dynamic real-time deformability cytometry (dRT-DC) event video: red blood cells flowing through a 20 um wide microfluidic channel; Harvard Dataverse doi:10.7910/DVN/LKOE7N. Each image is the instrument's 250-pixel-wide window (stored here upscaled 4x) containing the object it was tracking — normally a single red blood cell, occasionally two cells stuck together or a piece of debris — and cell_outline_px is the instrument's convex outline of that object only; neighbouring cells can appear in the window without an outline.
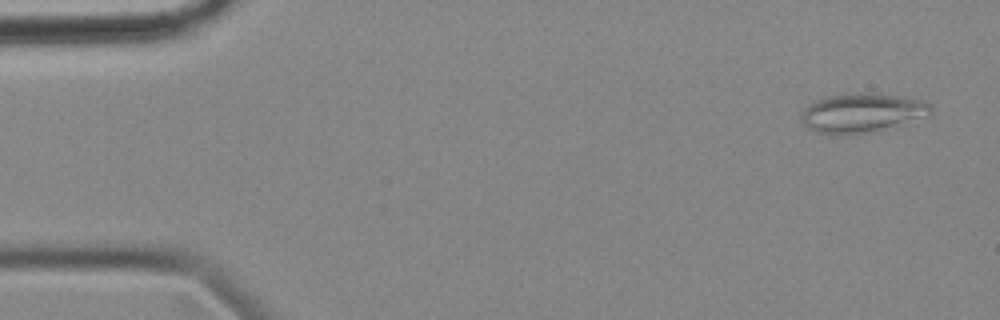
{"species": "common noctule bat (a hibernating species)", "species_latin": "Nyctalus noctula", "temperature_condition": "cold", "stored_images_in_passage": 56, "camera_frame_rate_fps": 3000, "um_per_image_px": 0.085, "animal": {"sex": "female", "body_mass_g": 18.4}, "frame": {"image": 1, "passage_image": 3, "time_ms": 0.667, "image_size_px": [1000, 320], "cell_outline_px": [[932, 112], [928, 116], [876, 132], [844, 136], [816, 132], [808, 128], [800, 120], [800, 116], [804, 108], [812, 100], [824, 96], [856, 92], [872, 92], [900, 96], [924, 100], [932, 108]], "centroid_in_image_um": [73.23, 9.59], "position_along_channel_um": 11.8, "area_um2": 30.52}}
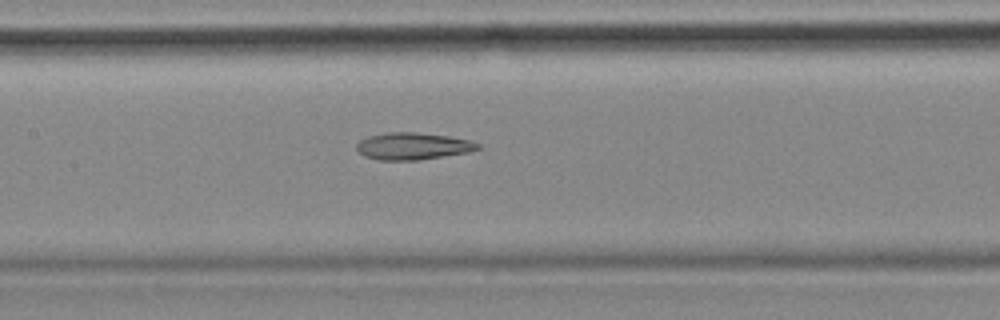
{"frame": {"image": 2, "passage_image": 26, "time_ms": 8.333, "image_size_px": [1000, 320], "cell_outline_px": [[480, 148], [468, 152], [420, 160], [380, 160], [364, 156], [356, 148], [356, 144], [360, 140], [368, 136], [384, 132], [416, 132], [448, 136], [472, 140], [480, 144]], "centroid_in_image_um": [35.09, 12.41], "position_along_channel_um": 172.3, "area_um2": 19.19}}
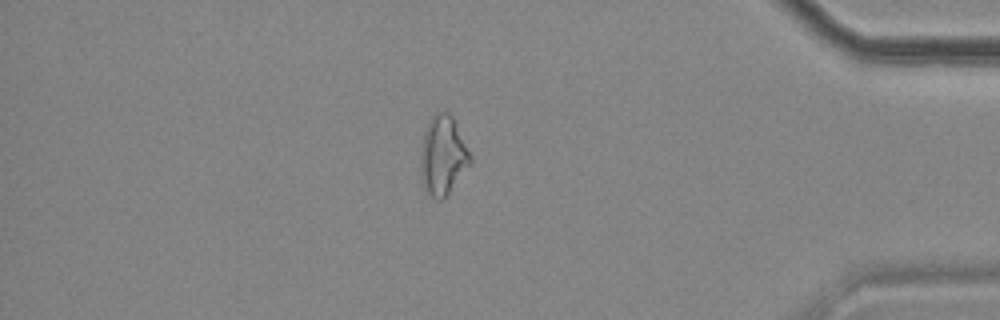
{"frame": {"image": 3, "passage_image": 48, "time_ms": 15.667, "image_size_px": [1000, 320], "cell_outline_px": [[472, 160], [448, 192], [440, 200], [436, 200], [424, 188], [420, 176], [420, 148], [424, 132], [432, 116], [436, 112], [448, 112], [452, 116], [472, 156]], "centroid_in_image_um": [37.61, 13.19], "position_along_channel_um": 397.6, "area_um2": 22.54}, "authors_computed_cell_mechanics": {"area_um2": 22.0796, "velocity_mm_per_s": 3.5654, "shape_relaxation_time_tau1_ms": null, "shape_relaxation_time_tau2_ms": 8.5105, "deformation_change_tau1": null, "deformation_change_tau2": 0.2162}}